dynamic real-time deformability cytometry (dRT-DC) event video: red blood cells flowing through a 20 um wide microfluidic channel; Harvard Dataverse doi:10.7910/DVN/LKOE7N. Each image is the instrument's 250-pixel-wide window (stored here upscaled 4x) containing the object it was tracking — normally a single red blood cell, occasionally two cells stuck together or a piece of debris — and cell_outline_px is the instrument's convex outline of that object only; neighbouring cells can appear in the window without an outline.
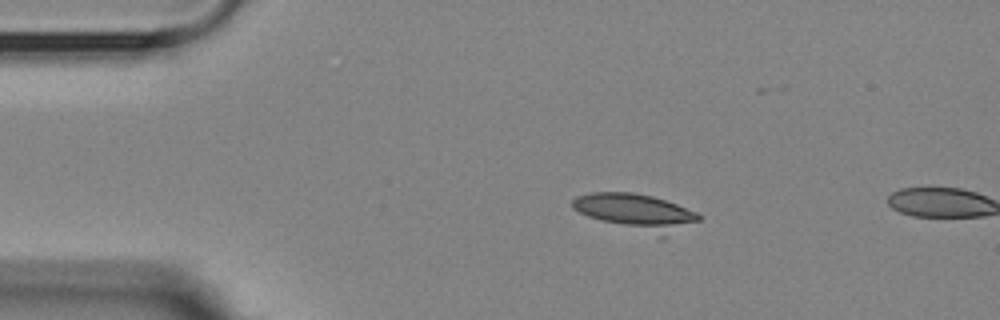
{"species": "Egyptian fruit bat (a non-hibernating species)", "species_latin": "Rousettus aegyptiacus", "temperature_condition": "room temperature", "stored_images_in_passage": 3, "camera_frame_rate_fps": 3000, "um_per_image_px": 0.085, "animal": {"sex": "female"}, "frame": {"image": 1, "passage_image": 1, "time_ms": 0.0, "image_size_px": [1000, 320], "cell_outline_px": [[700, 220], [664, 240], [660, 240], [588, 216], [572, 208], [572, 200], [576, 196], [592, 192], [632, 192], [652, 196], [676, 204], [696, 212], [700, 216]], "centroid_in_image_um": [54.12, 18.08], "position_along_channel_um": 30.9, "area_um2": 27.28}}